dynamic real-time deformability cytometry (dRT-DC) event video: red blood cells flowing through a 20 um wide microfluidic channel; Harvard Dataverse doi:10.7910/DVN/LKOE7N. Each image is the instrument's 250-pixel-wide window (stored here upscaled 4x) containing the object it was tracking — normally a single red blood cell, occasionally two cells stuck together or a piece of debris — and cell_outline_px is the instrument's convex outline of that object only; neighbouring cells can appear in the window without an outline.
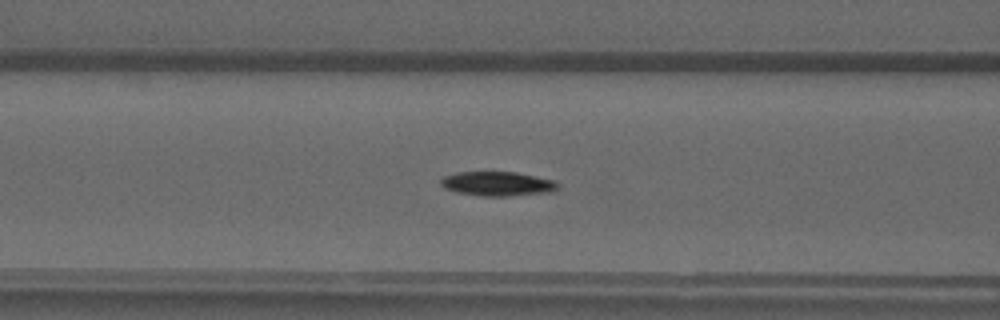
{"species": "common noctule bat (a hibernating species)", "species_latin": "Nyctalus noctula", "temperature_condition": "warm", "stored_images_in_passage": 36, "camera_frame_rate_fps": 3000, "um_per_image_px": 0.085, "animal": {"sex": "male", "forearm_length_mm": 52.5}, "frame": {"image": 1, "passage_image": 7, "time_ms": 2.0, "image_size_px": [1000, 320], "cell_outline_px": [[560, 188], [552, 192], [508, 196], [480, 196], [456, 192], [444, 188], [440, 184], [440, 180], [444, 176], [456, 172], [516, 172], [556, 180], [560, 184]], "centroid_in_image_um": [42.33, 15.62], "position_along_channel_um": 124.3, "area_um2": 16.88}}
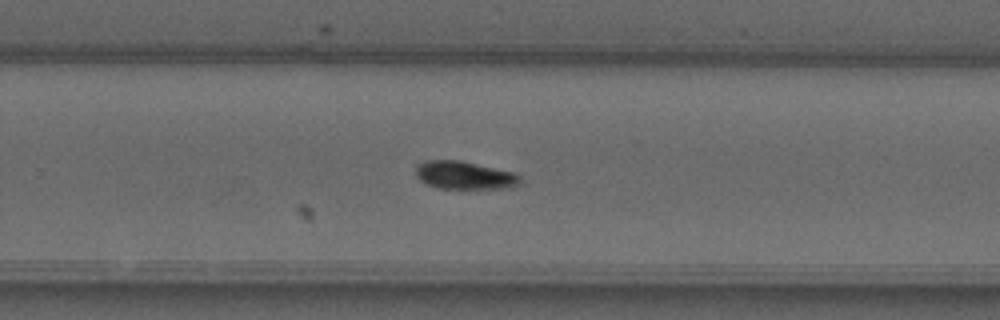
{"frame": {"image": 2, "passage_image": 19, "time_ms": 6.0, "image_size_px": [1000, 320], "cell_outline_px": [[520, 180], [516, 184], [508, 188], [436, 188], [420, 180], [416, 176], [416, 168], [424, 160], [460, 160], [516, 172], [520, 176]], "centroid_in_image_um": [39.48, 14.88], "position_along_channel_um": 290.3, "area_um2": 16.94}}
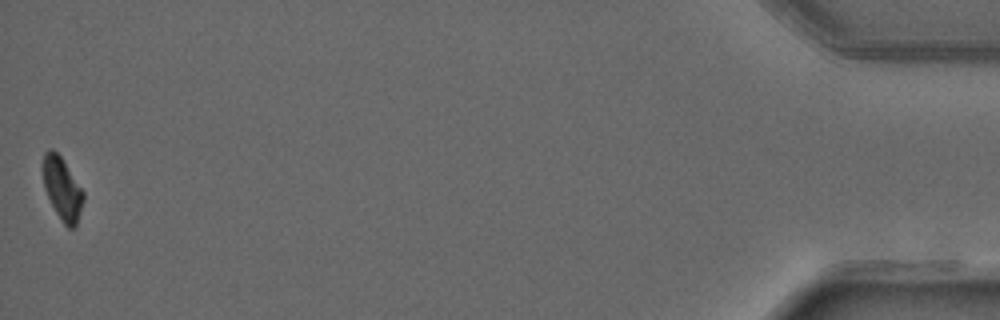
{"frame": {"image": 3, "passage_image": 36, "time_ms": 11.667, "image_size_px": [1000, 320], "cell_outline_px": [[84, 200], [76, 224], [72, 228], [68, 228], [64, 224], [56, 212], [44, 188], [44, 152], [52, 148], [60, 156], [84, 192]], "centroid_in_image_um": [5.31, 16.05], "position_along_channel_um": 429.9, "area_um2": 14.22}}